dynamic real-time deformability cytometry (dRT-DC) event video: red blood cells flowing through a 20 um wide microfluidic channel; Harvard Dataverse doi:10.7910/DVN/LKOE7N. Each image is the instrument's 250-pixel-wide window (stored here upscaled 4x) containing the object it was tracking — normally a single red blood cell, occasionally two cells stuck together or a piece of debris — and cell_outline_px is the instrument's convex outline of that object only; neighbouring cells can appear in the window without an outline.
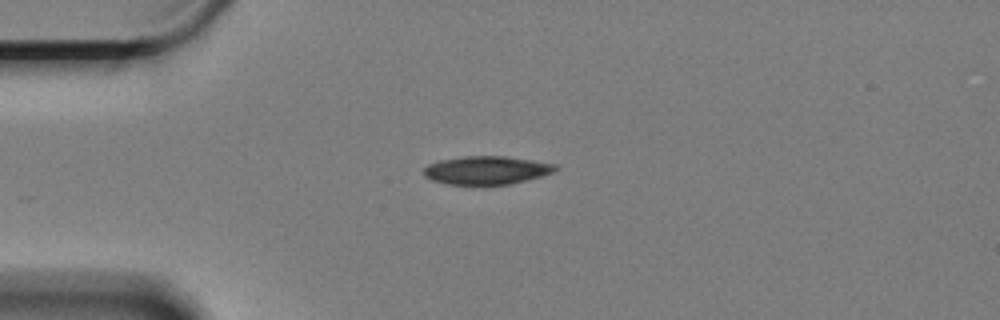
{"species": "Egyptian fruit bat (a non-hibernating species)", "species_latin": "Rousettus aegyptiacus", "temperature_condition": "cold", "stored_images_in_passage": 35, "camera_frame_rate_fps": 3000, "um_per_image_px": 0.085, "animal": {"sex": "female"}, "frame": {"image": 1, "passage_image": 1, "time_ms": 0.0, "image_size_px": [1000, 320], "cell_outline_px": [[560, 168], [544, 176], [512, 184], [448, 184], [432, 180], [424, 176], [424, 168], [428, 164], [440, 160], [464, 156], [504, 156], [556, 164]], "centroid_in_image_um": [41.38, 14.47], "position_along_channel_um": 43.6, "area_um2": 21.68}}
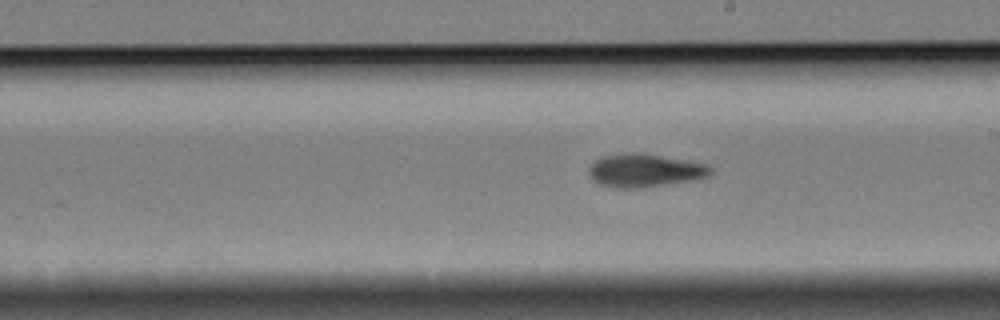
{"frame": {"image": 2, "passage_image": 20, "time_ms": 6.333, "image_size_px": [1000, 320], "cell_outline_px": [[712, 172], [708, 176], [696, 180], [636, 188], [624, 188], [600, 184], [588, 172], [588, 168], [596, 160], [604, 156], [632, 152], [660, 156], [708, 164], [712, 168]], "centroid_in_image_um": [54.85, 14.49], "position_along_channel_um": 234.1, "area_um2": 23.0}}
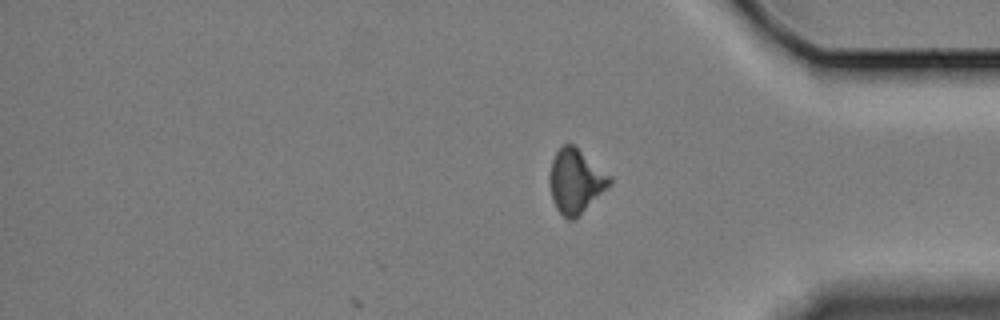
{"frame": {"image": 3, "passage_image": 35, "time_ms": 11.333, "image_size_px": [1000, 320], "cell_outline_px": [[612, 184], [572, 220], [568, 220], [556, 208], [552, 200], [548, 180], [552, 160], [556, 152], [564, 144], [572, 144], [612, 176]], "centroid_in_image_um": [48.92, 15.38], "position_along_channel_um": 386.3, "area_um2": 22.14}, "authors_computed_cell_mechanics": {"area_um2": 22.6576, "velocity_mm_per_s": 3.2999, "shape_relaxation_time_tau1_ms": 7.3329, "shape_relaxation_time_tau2_ms": 7.0479, "deformation_change_tau1": 0.1277, "deformation_change_tau2": 0.1358}}